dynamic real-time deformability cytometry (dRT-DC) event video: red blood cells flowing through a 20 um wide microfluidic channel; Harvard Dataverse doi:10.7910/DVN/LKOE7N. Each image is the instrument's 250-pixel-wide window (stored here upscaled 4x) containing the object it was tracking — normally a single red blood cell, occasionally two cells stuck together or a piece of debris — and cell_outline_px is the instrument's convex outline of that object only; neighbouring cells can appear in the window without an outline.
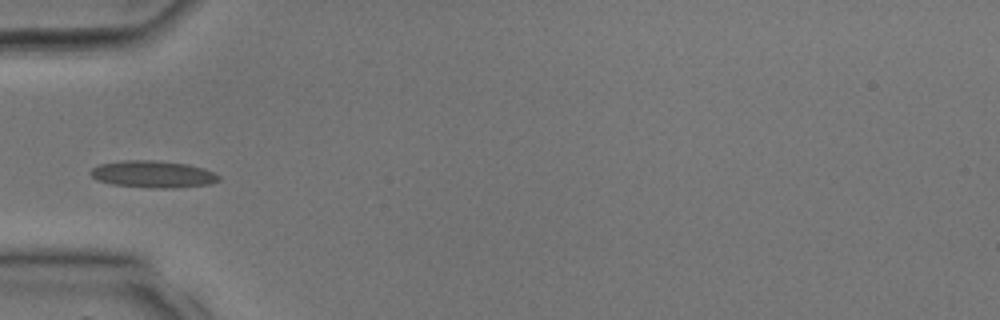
{"species": "common noctule bat (a hibernating species)", "species_latin": "Nyctalus noctula", "temperature_condition": "room temperature", "stored_images_in_passage": 23, "camera_frame_rate_fps": 3000, "um_per_image_px": 0.085, "animal": {"sex": "male", "body_mass_g": 17.9, "forearm_length_mm": 54.2}, "frame": {"image": 1, "passage_image": 1, "time_ms": 0.0, "image_size_px": [1000, 320], "cell_outline_px": [[220, 180], [212, 184], [176, 188], [156, 188], [112, 184], [96, 180], [88, 172], [92, 168], [100, 164], [124, 160], [156, 160], [188, 164], [204, 168], [220, 176]], "centroid_in_image_um": [13.02, 14.81], "position_along_channel_um": 72.0, "area_um2": 20.29}}
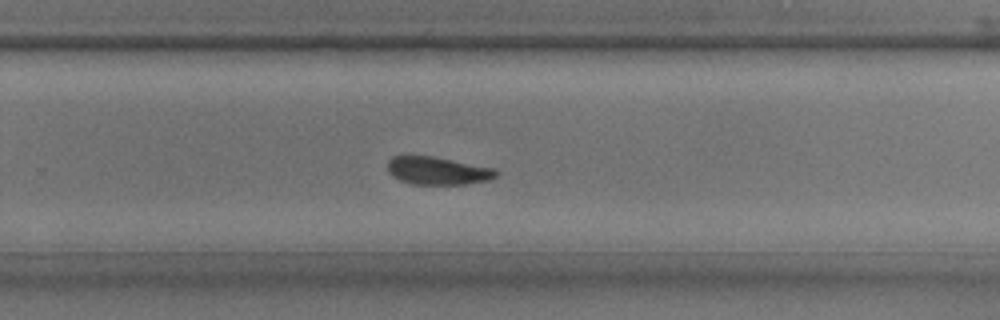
{"frame": {"image": 2, "passage_image": 12, "time_ms": 3.667, "image_size_px": [1000, 320], "cell_outline_px": [[500, 172], [496, 176], [488, 180], [464, 184], [408, 184], [392, 176], [388, 172], [388, 160], [392, 156], [432, 156], [496, 168]], "centroid_in_image_um": [37.2, 14.51], "position_along_channel_um": 292.6, "area_um2": 17.69}}
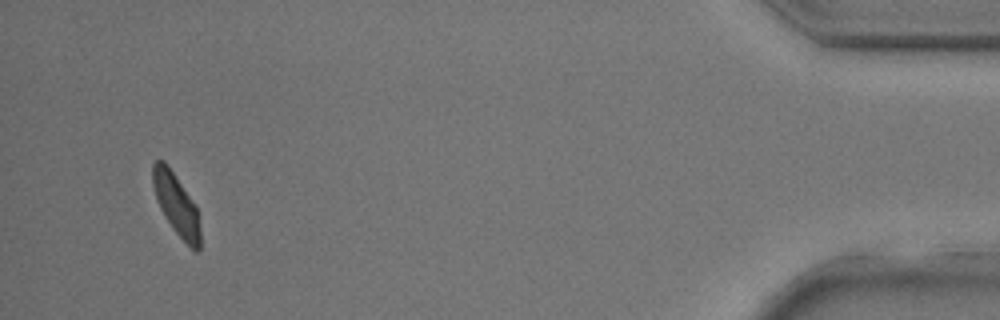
{"frame": {"image": 3, "passage_image": 22, "time_ms": 7.0, "image_size_px": [1000, 320], "cell_outline_px": [[200, 248], [196, 252], [172, 228], [160, 208], [156, 200], [152, 184], [152, 164], [156, 160], [164, 160], [196, 204], [200, 228]], "centroid_in_image_um": [14.97, 17.34], "position_along_channel_um": 420.2, "area_um2": 16.94}}